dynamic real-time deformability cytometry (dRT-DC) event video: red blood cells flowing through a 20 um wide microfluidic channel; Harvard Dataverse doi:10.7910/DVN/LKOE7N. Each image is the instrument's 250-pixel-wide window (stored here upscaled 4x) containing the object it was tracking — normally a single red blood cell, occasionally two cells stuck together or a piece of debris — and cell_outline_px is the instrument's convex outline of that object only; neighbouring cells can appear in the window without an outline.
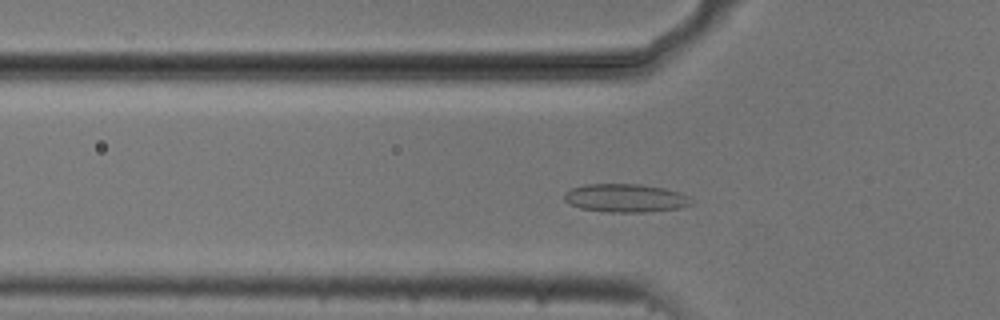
{"species": "common noctule bat (a hibernating species)", "species_latin": "Nyctalus noctula", "temperature_condition": "cold", "stored_images_in_passage": 50, "camera_frame_rate_fps": 3000, "um_per_image_px": 0.085, "animal": {"sex": "male", "body_mass_g": 20.5, "forearm_length_mm": 52.5}, "frame": {"image": 1, "passage_image": 14, "time_ms": 4.333, "image_size_px": [1000, 320], "cell_outline_px": [[692, 204], [680, 208], [644, 212], [608, 212], [580, 208], [564, 200], [564, 192], [572, 188], [584, 184], [640, 184], [664, 188], [680, 192], [688, 196], [692, 200]], "centroid_in_image_um": [53.17, 16.83], "position_along_channel_um": 72.6, "area_um2": 20.98}}
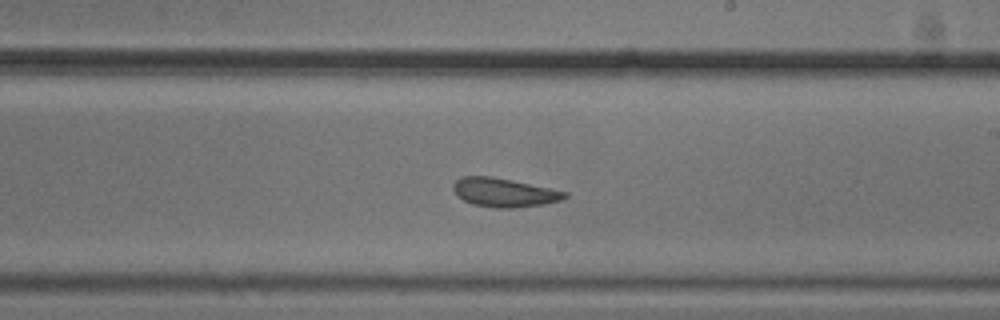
{"frame": {"image": 2, "passage_image": 28, "time_ms": 9.0, "image_size_px": [1000, 320], "cell_outline_px": [[568, 196], [560, 200], [544, 204], [512, 208], [496, 208], [472, 204], [456, 196], [452, 188], [456, 180], [464, 176], [492, 176], [512, 180], [568, 192]], "centroid_in_image_um": [42.82, 16.36], "position_along_channel_um": 246.2, "area_um2": 18.67}}
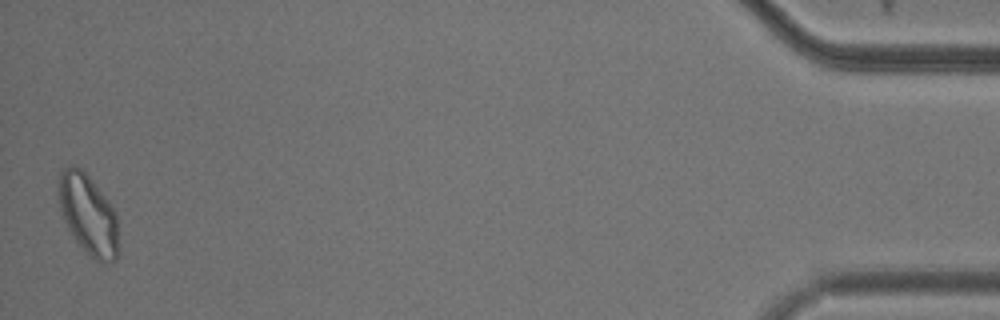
{"frame": {"image": 3, "passage_image": 50, "time_ms": 16.333, "image_size_px": [1000, 320], "cell_outline_px": [[120, 252], [116, 260], [104, 264], [100, 264], [80, 248], [72, 236], [64, 220], [60, 208], [60, 172], [64, 168], [72, 164], [76, 164], [88, 176], [108, 200], [116, 212]], "centroid_in_image_um": [7.55, 18.32], "position_along_channel_um": 427.7, "area_um2": 28.32}, "authors_computed_cell_mechanics": {"area_um2": 20.2011, "velocity_mm_per_s": 3.6996, "shape_relaxation_time_tau1_ms": 5.3945, "shape_relaxation_time_tau2_ms": 1.5758, "deformation_change_tau1": 0.1116, "deformation_change_tau2": 0.0904}}